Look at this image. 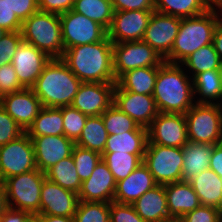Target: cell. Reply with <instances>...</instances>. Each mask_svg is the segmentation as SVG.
<instances>
[{"mask_svg":"<svg viewBox=\"0 0 222 222\" xmlns=\"http://www.w3.org/2000/svg\"><path fill=\"white\" fill-rule=\"evenodd\" d=\"M220 221L222 222V210H220Z\"/></svg>","mask_w":222,"mask_h":222,"instance_id":"cell-59","label":"cell"},{"mask_svg":"<svg viewBox=\"0 0 222 222\" xmlns=\"http://www.w3.org/2000/svg\"><path fill=\"white\" fill-rule=\"evenodd\" d=\"M183 150L159 144H147L143 164L159 185L182 181Z\"/></svg>","mask_w":222,"mask_h":222,"instance_id":"cell-8","label":"cell"},{"mask_svg":"<svg viewBox=\"0 0 222 222\" xmlns=\"http://www.w3.org/2000/svg\"><path fill=\"white\" fill-rule=\"evenodd\" d=\"M24 222H40V214H30Z\"/></svg>","mask_w":222,"mask_h":222,"instance_id":"cell-55","label":"cell"},{"mask_svg":"<svg viewBox=\"0 0 222 222\" xmlns=\"http://www.w3.org/2000/svg\"><path fill=\"white\" fill-rule=\"evenodd\" d=\"M113 104L131 117L137 125L148 128L156 118L159 110L152 95L138 94L121 89L117 84L114 88Z\"/></svg>","mask_w":222,"mask_h":222,"instance_id":"cell-16","label":"cell"},{"mask_svg":"<svg viewBox=\"0 0 222 222\" xmlns=\"http://www.w3.org/2000/svg\"><path fill=\"white\" fill-rule=\"evenodd\" d=\"M59 17L64 50L76 45L100 42L107 36V30L103 26L73 10L62 13Z\"/></svg>","mask_w":222,"mask_h":222,"instance_id":"cell-11","label":"cell"},{"mask_svg":"<svg viewBox=\"0 0 222 222\" xmlns=\"http://www.w3.org/2000/svg\"><path fill=\"white\" fill-rule=\"evenodd\" d=\"M75 0H38L39 11L62 14L72 10Z\"/></svg>","mask_w":222,"mask_h":222,"instance_id":"cell-49","label":"cell"},{"mask_svg":"<svg viewBox=\"0 0 222 222\" xmlns=\"http://www.w3.org/2000/svg\"><path fill=\"white\" fill-rule=\"evenodd\" d=\"M182 180L190 181L209 168L213 145L188 141L182 148Z\"/></svg>","mask_w":222,"mask_h":222,"instance_id":"cell-26","label":"cell"},{"mask_svg":"<svg viewBox=\"0 0 222 222\" xmlns=\"http://www.w3.org/2000/svg\"><path fill=\"white\" fill-rule=\"evenodd\" d=\"M72 10L99 23L106 30L110 28L114 15L111 0H75Z\"/></svg>","mask_w":222,"mask_h":222,"instance_id":"cell-34","label":"cell"},{"mask_svg":"<svg viewBox=\"0 0 222 222\" xmlns=\"http://www.w3.org/2000/svg\"><path fill=\"white\" fill-rule=\"evenodd\" d=\"M8 31L5 30L3 27H0V39L7 33Z\"/></svg>","mask_w":222,"mask_h":222,"instance_id":"cell-58","label":"cell"},{"mask_svg":"<svg viewBox=\"0 0 222 222\" xmlns=\"http://www.w3.org/2000/svg\"><path fill=\"white\" fill-rule=\"evenodd\" d=\"M0 105L17 122L24 132L33 124L34 119L43 107L32 88H24L3 95L0 98Z\"/></svg>","mask_w":222,"mask_h":222,"instance_id":"cell-17","label":"cell"},{"mask_svg":"<svg viewBox=\"0 0 222 222\" xmlns=\"http://www.w3.org/2000/svg\"><path fill=\"white\" fill-rule=\"evenodd\" d=\"M216 8H211L204 14L181 18L178 34L170 54L164 59L167 63L181 64L190 54L211 44L214 31L221 19Z\"/></svg>","mask_w":222,"mask_h":222,"instance_id":"cell-4","label":"cell"},{"mask_svg":"<svg viewBox=\"0 0 222 222\" xmlns=\"http://www.w3.org/2000/svg\"><path fill=\"white\" fill-rule=\"evenodd\" d=\"M209 168L222 178V142L213 145Z\"/></svg>","mask_w":222,"mask_h":222,"instance_id":"cell-50","label":"cell"},{"mask_svg":"<svg viewBox=\"0 0 222 222\" xmlns=\"http://www.w3.org/2000/svg\"><path fill=\"white\" fill-rule=\"evenodd\" d=\"M37 169L32 139L24 132L17 139L0 146V182Z\"/></svg>","mask_w":222,"mask_h":222,"instance_id":"cell-10","label":"cell"},{"mask_svg":"<svg viewBox=\"0 0 222 222\" xmlns=\"http://www.w3.org/2000/svg\"><path fill=\"white\" fill-rule=\"evenodd\" d=\"M157 184L148 168L142 163L130 175L117 182L114 202L133 204L145 192Z\"/></svg>","mask_w":222,"mask_h":222,"instance_id":"cell-22","label":"cell"},{"mask_svg":"<svg viewBox=\"0 0 222 222\" xmlns=\"http://www.w3.org/2000/svg\"><path fill=\"white\" fill-rule=\"evenodd\" d=\"M0 27L7 31H21L22 21L12 12L6 0H0Z\"/></svg>","mask_w":222,"mask_h":222,"instance_id":"cell-46","label":"cell"},{"mask_svg":"<svg viewBox=\"0 0 222 222\" xmlns=\"http://www.w3.org/2000/svg\"><path fill=\"white\" fill-rule=\"evenodd\" d=\"M185 119L188 141L210 145L222 142V105L195 103Z\"/></svg>","mask_w":222,"mask_h":222,"instance_id":"cell-7","label":"cell"},{"mask_svg":"<svg viewBox=\"0 0 222 222\" xmlns=\"http://www.w3.org/2000/svg\"><path fill=\"white\" fill-rule=\"evenodd\" d=\"M147 129V144L183 148L188 142L185 114L159 112Z\"/></svg>","mask_w":222,"mask_h":222,"instance_id":"cell-12","label":"cell"},{"mask_svg":"<svg viewBox=\"0 0 222 222\" xmlns=\"http://www.w3.org/2000/svg\"><path fill=\"white\" fill-rule=\"evenodd\" d=\"M71 155L81 182L87 180L91 176L96 165L102 159L100 153L77 145H74Z\"/></svg>","mask_w":222,"mask_h":222,"instance_id":"cell-39","label":"cell"},{"mask_svg":"<svg viewBox=\"0 0 222 222\" xmlns=\"http://www.w3.org/2000/svg\"><path fill=\"white\" fill-rule=\"evenodd\" d=\"M168 213L172 219L179 220L185 214L201 205L189 181H178L164 185Z\"/></svg>","mask_w":222,"mask_h":222,"instance_id":"cell-23","label":"cell"},{"mask_svg":"<svg viewBox=\"0 0 222 222\" xmlns=\"http://www.w3.org/2000/svg\"><path fill=\"white\" fill-rule=\"evenodd\" d=\"M115 85L82 82L71 106L87 116L102 115L114 102Z\"/></svg>","mask_w":222,"mask_h":222,"instance_id":"cell-15","label":"cell"},{"mask_svg":"<svg viewBox=\"0 0 222 222\" xmlns=\"http://www.w3.org/2000/svg\"><path fill=\"white\" fill-rule=\"evenodd\" d=\"M30 215L27 211L7 208L0 216V222H24Z\"/></svg>","mask_w":222,"mask_h":222,"instance_id":"cell-51","label":"cell"},{"mask_svg":"<svg viewBox=\"0 0 222 222\" xmlns=\"http://www.w3.org/2000/svg\"><path fill=\"white\" fill-rule=\"evenodd\" d=\"M64 136L74 143L79 139L82 129L85 127L87 115L81 113L72 106L62 107Z\"/></svg>","mask_w":222,"mask_h":222,"instance_id":"cell-40","label":"cell"},{"mask_svg":"<svg viewBox=\"0 0 222 222\" xmlns=\"http://www.w3.org/2000/svg\"><path fill=\"white\" fill-rule=\"evenodd\" d=\"M105 129L109 135L133 131L138 125L126 113L112 104L102 115Z\"/></svg>","mask_w":222,"mask_h":222,"instance_id":"cell-38","label":"cell"},{"mask_svg":"<svg viewBox=\"0 0 222 222\" xmlns=\"http://www.w3.org/2000/svg\"><path fill=\"white\" fill-rule=\"evenodd\" d=\"M8 208L7 198L5 195V188L2 182H0V216Z\"/></svg>","mask_w":222,"mask_h":222,"instance_id":"cell-54","label":"cell"},{"mask_svg":"<svg viewBox=\"0 0 222 222\" xmlns=\"http://www.w3.org/2000/svg\"><path fill=\"white\" fill-rule=\"evenodd\" d=\"M34 146L35 163L39 171L45 172L72 154L75 143L64 135L30 137Z\"/></svg>","mask_w":222,"mask_h":222,"instance_id":"cell-19","label":"cell"},{"mask_svg":"<svg viewBox=\"0 0 222 222\" xmlns=\"http://www.w3.org/2000/svg\"><path fill=\"white\" fill-rule=\"evenodd\" d=\"M12 12L23 22L39 11L38 0H6Z\"/></svg>","mask_w":222,"mask_h":222,"instance_id":"cell-47","label":"cell"},{"mask_svg":"<svg viewBox=\"0 0 222 222\" xmlns=\"http://www.w3.org/2000/svg\"><path fill=\"white\" fill-rule=\"evenodd\" d=\"M24 131L0 105V146L17 139Z\"/></svg>","mask_w":222,"mask_h":222,"instance_id":"cell-41","label":"cell"},{"mask_svg":"<svg viewBox=\"0 0 222 222\" xmlns=\"http://www.w3.org/2000/svg\"><path fill=\"white\" fill-rule=\"evenodd\" d=\"M62 107H42L26 133L29 137L64 135Z\"/></svg>","mask_w":222,"mask_h":222,"instance_id":"cell-30","label":"cell"},{"mask_svg":"<svg viewBox=\"0 0 222 222\" xmlns=\"http://www.w3.org/2000/svg\"><path fill=\"white\" fill-rule=\"evenodd\" d=\"M78 194L45 178L41 188L40 214L74 217Z\"/></svg>","mask_w":222,"mask_h":222,"instance_id":"cell-20","label":"cell"},{"mask_svg":"<svg viewBox=\"0 0 222 222\" xmlns=\"http://www.w3.org/2000/svg\"><path fill=\"white\" fill-rule=\"evenodd\" d=\"M110 222H146L135 211L132 204L110 203Z\"/></svg>","mask_w":222,"mask_h":222,"instance_id":"cell-44","label":"cell"},{"mask_svg":"<svg viewBox=\"0 0 222 222\" xmlns=\"http://www.w3.org/2000/svg\"><path fill=\"white\" fill-rule=\"evenodd\" d=\"M182 67L165 61L158 67L152 96L160 113L186 114L195 104L193 80Z\"/></svg>","mask_w":222,"mask_h":222,"instance_id":"cell-2","label":"cell"},{"mask_svg":"<svg viewBox=\"0 0 222 222\" xmlns=\"http://www.w3.org/2000/svg\"><path fill=\"white\" fill-rule=\"evenodd\" d=\"M40 222H75L72 216H52L40 214Z\"/></svg>","mask_w":222,"mask_h":222,"instance_id":"cell-53","label":"cell"},{"mask_svg":"<svg viewBox=\"0 0 222 222\" xmlns=\"http://www.w3.org/2000/svg\"><path fill=\"white\" fill-rule=\"evenodd\" d=\"M211 8L209 0H154L156 12L179 18L198 16Z\"/></svg>","mask_w":222,"mask_h":222,"instance_id":"cell-29","label":"cell"},{"mask_svg":"<svg viewBox=\"0 0 222 222\" xmlns=\"http://www.w3.org/2000/svg\"><path fill=\"white\" fill-rule=\"evenodd\" d=\"M22 39L44 52L51 59L64 53L59 14L38 11L22 22Z\"/></svg>","mask_w":222,"mask_h":222,"instance_id":"cell-5","label":"cell"},{"mask_svg":"<svg viewBox=\"0 0 222 222\" xmlns=\"http://www.w3.org/2000/svg\"><path fill=\"white\" fill-rule=\"evenodd\" d=\"M164 59L143 41L113 44V71L117 80L127 71L142 67H159Z\"/></svg>","mask_w":222,"mask_h":222,"instance_id":"cell-9","label":"cell"},{"mask_svg":"<svg viewBox=\"0 0 222 222\" xmlns=\"http://www.w3.org/2000/svg\"><path fill=\"white\" fill-rule=\"evenodd\" d=\"M158 67H142L122 74L116 84L123 90L133 93L153 95Z\"/></svg>","mask_w":222,"mask_h":222,"instance_id":"cell-28","label":"cell"},{"mask_svg":"<svg viewBox=\"0 0 222 222\" xmlns=\"http://www.w3.org/2000/svg\"><path fill=\"white\" fill-rule=\"evenodd\" d=\"M24 89L11 63L0 67V98L3 95Z\"/></svg>","mask_w":222,"mask_h":222,"instance_id":"cell-43","label":"cell"},{"mask_svg":"<svg viewBox=\"0 0 222 222\" xmlns=\"http://www.w3.org/2000/svg\"><path fill=\"white\" fill-rule=\"evenodd\" d=\"M132 205L136 213L146 222H168L173 220L168 213L164 185H156L145 192Z\"/></svg>","mask_w":222,"mask_h":222,"instance_id":"cell-24","label":"cell"},{"mask_svg":"<svg viewBox=\"0 0 222 222\" xmlns=\"http://www.w3.org/2000/svg\"><path fill=\"white\" fill-rule=\"evenodd\" d=\"M181 18L154 11L142 41L165 59L171 52L178 34Z\"/></svg>","mask_w":222,"mask_h":222,"instance_id":"cell-14","label":"cell"},{"mask_svg":"<svg viewBox=\"0 0 222 222\" xmlns=\"http://www.w3.org/2000/svg\"><path fill=\"white\" fill-rule=\"evenodd\" d=\"M168 222H180V221H179V220H175V219H173V220L168 221Z\"/></svg>","mask_w":222,"mask_h":222,"instance_id":"cell-60","label":"cell"},{"mask_svg":"<svg viewBox=\"0 0 222 222\" xmlns=\"http://www.w3.org/2000/svg\"><path fill=\"white\" fill-rule=\"evenodd\" d=\"M108 135L101 115L88 116L85 127L82 129L81 135L75 142V145L102 155Z\"/></svg>","mask_w":222,"mask_h":222,"instance_id":"cell-32","label":"cell"},{"mask_svg":"<svg viewBox=\"0 0 222 222\" xmlns=\"http://www.w3.org/2000/svg\"><path fill=\"white\" fill-rule=\"evenodd\" d=\"M144 154L103 153L102 160L107 164L116 182L127 178L143 163Z\"/></svg>","mask_w":222,"mask_h":222,"instance_id":"cell-35","label":"cell"},{"mask_svg":"<svg viewBox=\"0 0 222 222\" xmlns=\"http://www.w3.org/2000/svg\"><path fill=\"white\" fill-rule=\"evenodd\" d=\"M218 72H219L221 86H222V61L220 62V66L218 67Z\"/></svg>","mask_w":222,"mask_h":222,"instance_id":"cell-57","label":"cell"},{"mask_svg":"<svg viewBox=\"0 0 222 222\" xmlns=\"http://www.w3.org/2000/svg\"><path fill=\"white\" fill-rule=\"evenodd\" d=\"M45 177L62 188L79 193L82 182L77 174V169L72 155L62 159L57 164L45 171Z\"/></svg>","mask_w":222,"mask_h":222,"instance_id":"cell-33","label":"cell"},{"mask_svg":"<svg viewBox=\"0 0 222 222\" xmlns=\"http://www.w3.org/2000/svg\"><path fill=\"white\" fill-rule=\"evenodd\" d=\"M45 178V172L35 169L5 179L2 183L8 207L40 214L41 188Z\"/></svg>","mask_w":222,"mask_h":222,"instance_id":"cell-6","label":"cell"},{"mask_svg":"<svg viewBox=\"0 0 222 222\" xmlns=\"http://www.w3.org/2000/svg\"><path fill=\"white\" fill-rule=\"evenodd\" d=\"M213 45L222 61V19L219 20L214 31Z\"/></svg>","mask_w":222,"mask_h":222,"instance_id":"cell-52","label":"cell"},{"mask_svg":"<svg viewBox=\"0 0 222 222\" xmlns=\"http://www.w3.org/2000/svg\"><path fill=\"white\" fill-rule=\"evenodd\" d=\"M61 60L81 82L116 83L113 43L108 36L100 42L67 48Z\"/></svg>","mask_w":222,"mask_h":222,"instance_id":"cell-1","label":"cell"},{"mask_svg":"<svg viewBox=\"0 0 222 222\" xmlns=\"http://www.w3.org/2000/svg\"><path fill=\"white\" fill-rule=\"evenodd\" d=\"M192 80L194 96L198 93L201 96L195 103L214 104L216 100V104L222 105V101H219L220 103L217 101L222 100V86L218 70L202 72Z\"/></svg>","mask_w":222,"mask_h":222,"instance_id":"cell-31","label":"cell"},{"mask_svg":"<svg viewBox=\"0 0 222 222\" xmlns=\"http://www.w3.org/2000/svg\"><path fill=\"white\" fill-rule=\"evenodd\" d=\"M221 59L215 51L213 43L204 45L190 54L182 63L192 70V79L197 75L209 70H218Z\"/></svg>","mask_w":222,"mask_h":222,"instance_id":"cell-36","label":"cell"},{"mask_svg":"<svg viewBox=\"0 0 222 222\" xmlns=\"http://www.w3.org/2000/svg\"><path fill=\"white\" fill-rule=\"evenodd\" d=\"M148 143V129L137 126L133 131L108 135L103 153L145 154Z\"/></svg>","mask_w":222,"mask_h":222,"instance_id":"cell-27","label":"cell"},{"mask_svg":"<svg viewBox=\"0 0 222 222\" xmlns=\"http://www.w3.org/2000/svg\"><path fill=\"white\" fill-rule=\"evenodd\" d=\"M220 210L206 205H200L179 219L180 222H218Z\"/></svg>","mask_w":222,"mask_h":222,"instance_id":"cell-45","label":"cell"},{"mask_svg":"<svg viewBox=\"0 0 222 222\" xmlns=\"http://www.w3.org/2000/svg\"><path fill=\"white\" fill-rule=\"evenodd\" d=\"M116 11H155L154 0H111Z\"/></svg>","mask_w":222,"mask_h":222,"instance_id":"cell-48","label":"cell"},{"mask_svg":"<svg viewBox=\"0 0 222 222\" xmlns=\"http://www.w3.org/2000/svg\"><path fill=\"white\" fill-rule=\"evenodd\" d=\"M154 11H116L107 30L110 41L115 43L142 41Z\"/></svg>","mask_w":222,"mask_h":222,"instance_id":"cell-13","label":"cell"},{"mask_svg":"<svg viewBox=\"0 0 222 222\" xmlns=\"http://www.w3.org/2000/svg\"><path fill=\"white\" fill-rule=\"evenodd\" d=\"M23 41L20 31H8L0 39V67L11 63V60Z\"/></svg>","mask_w":222,"mask_h":222,"instance_id":"cell-42","label":"cell"},{"mask_svg":"<svg viewBox=\"0 0 222 222\" xmlns=\"http://www.w3.org/2000/svg\"><path fill=\"white\" fill-rule=\"evenodd\" d=\"M197 194L201 205L222 210V178L210 168L189 181Z\"/></svg>","mask_w":222,"mask_h":222,"instance_id":"cell-25","label":"cell"},{"mask_svg":"<svg viewBox=\"0 0 222 222\" xmlns=\"http://www.w3.org/2000/svg\"><path fill=\"white\" fill-rule=\"evenodd\" d=\"M81 81L61 59H50L32 90L43 107L71 106Z\"/></svg>","mask_w":222,"mask_h":222,"instance_id":"cell-3","label":"cell"},{"mask_svg":"<svg viewBox=\"0 0 222 222\" xmlns=\"http://www.w3.org/2000/svg\"><path fill=\"white\" fill-rule=\"evenodd\" d=\"M116 184L114 175L101 159L91 176L82 182L78 193L79 201L111 203L114 200Z\"/></svg>","mask_w":222,"mask_h":222,"instance_id":"cell-21","label":"cell"},{"mask_svg":"<svg viewBox=\"0 0 222 222\" xmlns=\"http://www.w3.org/2000/svg\"><path fill=\"white\" fill-rule=\"evenodd\" d=\"M75 222H110V203L79 201Z\"/></svg>","mask_w":222,"mask_h":222,"instance_id":"cell-37","label":"cell"},{"mask_svg":"<svg viewBox=\"0 0 222 222\" xmlns=\"http://www.w3.org/2000/svg\"><path fill=\"white\" fill-rule=\"evenodd\" d=\"M50 59L32 44L22 41L11 60V64L21 85L24 88H32Z\"/></svg>","mask_w":222,"mask_h":222,"instance_id":"cell-18","label":"cell"},{"mask_svg":"<svg viewBox=\"0 0 222 222\" xmlns=\"http://www.w3.org/2000/svg\"><path fill=\"white\" fill-rule=\"evenodd\" d=\"M211 6L212 8H215V7L219 8L221 10L220 12H222V0H213L211 2Z\"/></svg>","mask_w":222,"mask_h":222,"instance_id":"cell-56","label":"cell"}]
</instances>
